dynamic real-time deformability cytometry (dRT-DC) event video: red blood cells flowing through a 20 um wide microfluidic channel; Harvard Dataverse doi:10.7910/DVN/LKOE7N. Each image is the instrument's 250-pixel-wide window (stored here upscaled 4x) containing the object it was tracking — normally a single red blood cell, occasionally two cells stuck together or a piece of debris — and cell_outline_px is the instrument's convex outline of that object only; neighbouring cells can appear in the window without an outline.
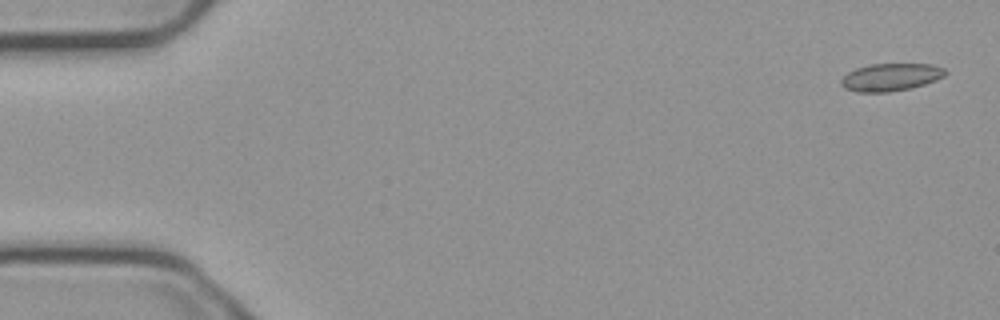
{"species": "common noctule bat (a hibernating species)", "species_latin": "Nyctalus noctula", "temperature_condition": "cold", "stored_images_in_passage": 55, "camera_frame_rate_fps": 3000, "um_per_image_px": 0.085, "animal": {"sex": "male", "body_mass_g": 23.1, "forearm_length_mm": 52.7}, "frame": {"image": 1, "passage_image": 2, "time_ms": 0.333, "image_size_px": [1000, 320], "cell_outline_px": [[948, 72], [944, 76], [936, 80], [912, 88], [888, 92], [856, 92], [844, 88], [840, 84], [840, 80], [848, 72], [856, 68], [868, 64], [932, 64], [944, 68]], "centroid_in_image_um": [75.7, 6.56], "position_along_channel_um": 9.3, "area_um2": 16.88}}
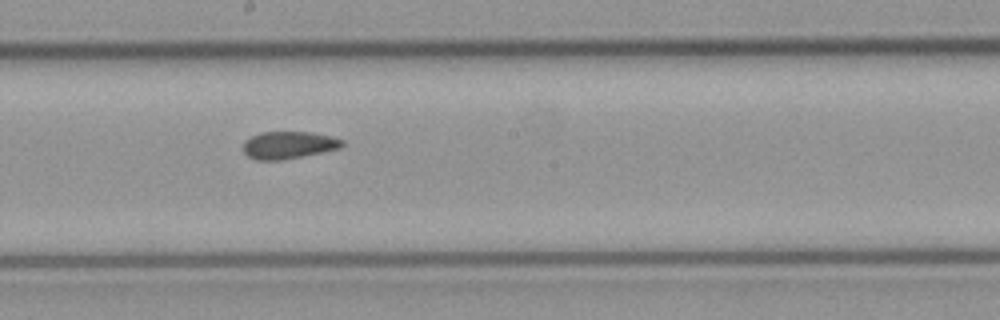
{"frame": {"image": 2, "passage_image": 30, "time_ms": 9.667, "image_size_px": [1000, 320], "cell_outline_px": [[344, 144], [340, 148], [280, 160], [256, 160], [248, 156], [244, 152], [244, 140], [260, 132], [312, 132], [332, 136], [344, 140]], "centroid_in_image_um": [24.53, 12.31], "position_along_channel_um": 223.7, "area_um2": 15.66}}
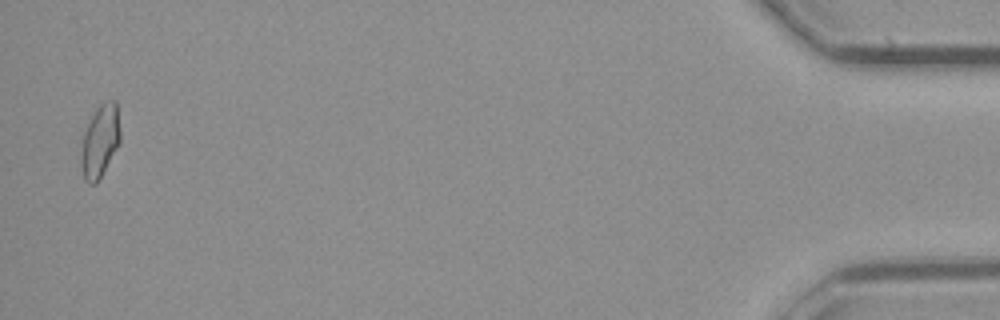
{"frame": {"image": 3, "passage_image": 54, "time_ms": 17.667, "image_size_px": [1000, 320], "cell_outline_px": [[120, 144], [96, 184], [88, 184], [84, 180], [80, 164], [80, 156], [84, 132], [96, 108], [104, 100], [116, 100], [120, 132]], "centroid_in_image_um": [8.5, 12.01], "position_along_channel_um": 426.7, "area_um2": 16.7}, "authors_computed_cell_mechanics": {"area_um2": 16.473, "velocity_mm_per_s": 3.7483, "shape_relaxation_time_tau1_ms": null, "shape_relaxation_time_tau2_ms": 3.3761, "deformation_change_tau1": null, "deformation_change_tau2": 0.096}}